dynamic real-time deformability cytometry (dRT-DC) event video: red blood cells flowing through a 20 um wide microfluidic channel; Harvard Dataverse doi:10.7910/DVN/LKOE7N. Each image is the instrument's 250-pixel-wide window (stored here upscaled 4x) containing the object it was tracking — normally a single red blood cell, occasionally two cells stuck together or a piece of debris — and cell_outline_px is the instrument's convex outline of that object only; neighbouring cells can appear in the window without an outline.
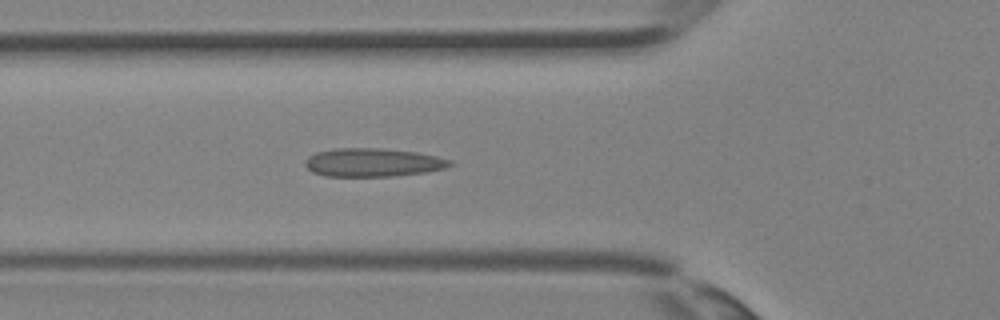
{"species": "Egyptian fruit bat (a non-hibernating species)", "species_latin": "Rousettus aegyptiacus", "temperature_condition": "room temperature", "stored_images_in_passage": 25, "camera_frame_rate_fps": 3000, "um_per_image_px": 0.085, "animal": {"sex": "female"}, "frame": {"image": 1, "passage_image": 2, "time_ms": 0.333, "image_size_px": [1000, 320], "cell_outline_px": [[452, 164], [444, 168], [424, 172], [392, 176], [324, 176], [312, 172], [304, 164], [304, 160], [308, 156], [316, 152], [332, 148], [384, 148], [416, 152], [436, 156], [452, 160]], "centroid_in_image_um": [31.64, 13.8], "position_along_channel_um": 94.2, "area_um2": 24.04}}
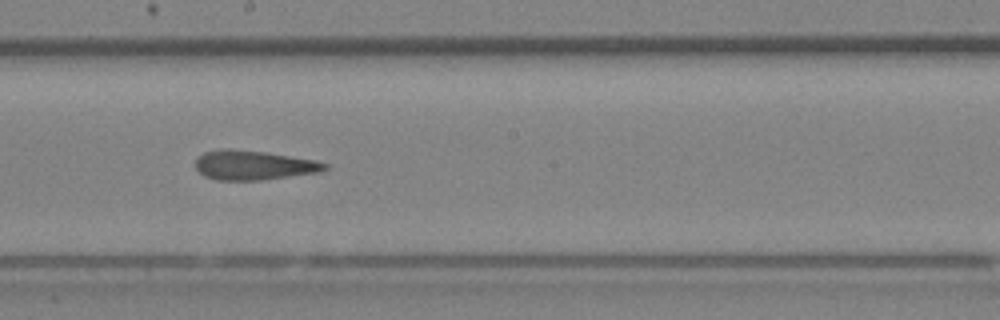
{"frame": {"image": 2, "passage_image": 9, "time_ms": 2.667, "image_size_px": [1000, 320], "cell_outline_px": [[328, 168], [320, 172], [260, 180], [216, 180], [204, 176], [196, 168], [196, 160], [204, 152], [264, 152], [316, 160], [328, 164]], "centroid_in_image_um": [21.64, 14.09], "position_along_channel_um": 226.6, "area_um2": 21.15}}
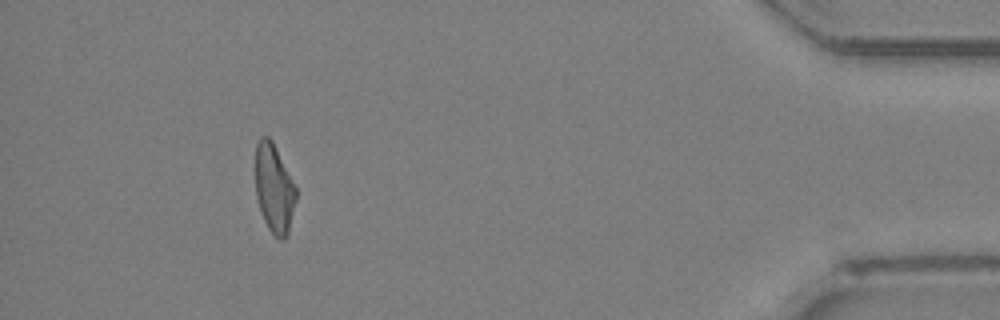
{"frame": {"image": 3, "passage_image": 22, "time_ms": 7.0, "image_size_px": [1000, 320], "cell_outline_px": [[296, 200], [288, 236], [284, 240], [280, 240], [268, 228], [264, 220], [256, 196], [256, 144], [260, 136], [268, 136], [272, 140], [296, 188]], "centroid_in_image_um": [23.3, 16.04], "position_along_channel_um": 411.9, "area_um2": 20.87}}